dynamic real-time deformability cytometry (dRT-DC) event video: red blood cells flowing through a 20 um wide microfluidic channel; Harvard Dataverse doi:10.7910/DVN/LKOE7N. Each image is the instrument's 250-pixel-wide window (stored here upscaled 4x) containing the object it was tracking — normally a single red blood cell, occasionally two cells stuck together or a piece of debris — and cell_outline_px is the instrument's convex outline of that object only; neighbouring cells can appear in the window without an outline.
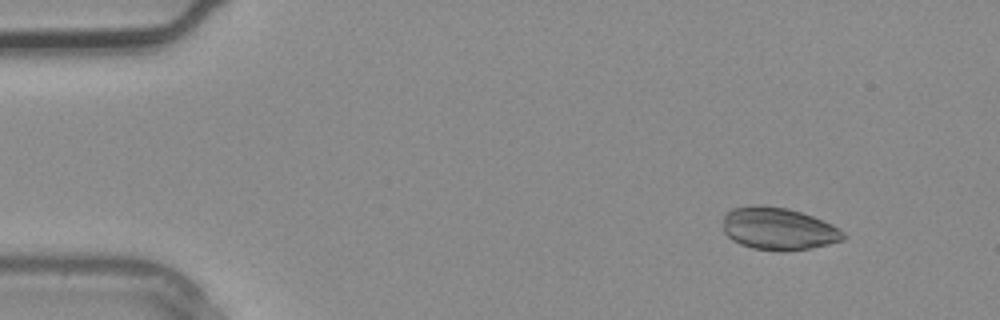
{"species": "common noctule bat (a hibernating species)", "species_latin": "Nyctalus noctula", "temperature_condition": "warm", "stored_images_in_passage": 3, "camera_frame_rate_fps": 3000, "um_per_image_px": 0.085, "animal": {"sex": "male", "body_mass_g": 20.4}, "frame": {"image": 1, "passage_image": 1, "time_ms": 0.0, "image_size_px": [1000, 320], "cell_outline_px": [[844, 240], [812, 248], [784, 252], [780, 252], [752, 248], [740, 244], [732, 240], [724, 232], [724, 216], [732, 208], [752, 204], [764, 204], [788, 208], [812, 216], [832, 224], [844, 232]], "centroid_in_image_um": [66.15, 19.44], "position_along_channel_um": 18.8, "area_um2": 30.06}}
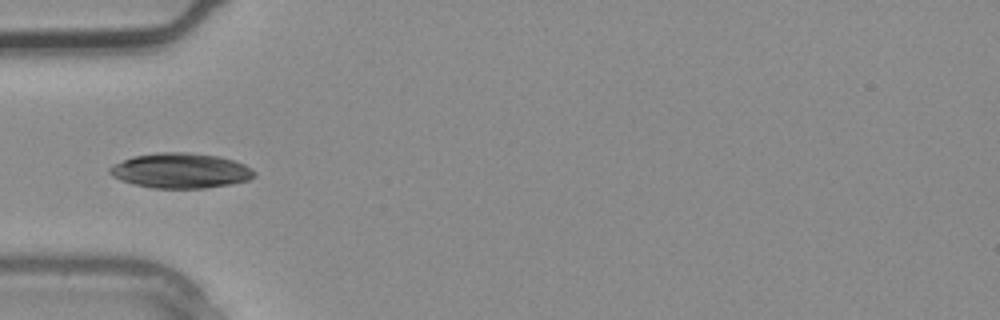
{"frame": {"image": 2, "passage_image": 3, "time_ms": 0.667, "image_size_px": [1000, 320], "cell_outline_px": [[256, 176], [248, 180], [232, 184], [204, 188], [152, 188], [120, 180], [112, 176], [108, 172], [108, 168], [132, 156], [156, 152], [188, 152], [220, 156], [244, 164], [252, 168], [256, 172]], "centroid_in_image_um": [15.38, 14.5], "position_along_channel_um": 69.6, "area_um2": 29.65}}